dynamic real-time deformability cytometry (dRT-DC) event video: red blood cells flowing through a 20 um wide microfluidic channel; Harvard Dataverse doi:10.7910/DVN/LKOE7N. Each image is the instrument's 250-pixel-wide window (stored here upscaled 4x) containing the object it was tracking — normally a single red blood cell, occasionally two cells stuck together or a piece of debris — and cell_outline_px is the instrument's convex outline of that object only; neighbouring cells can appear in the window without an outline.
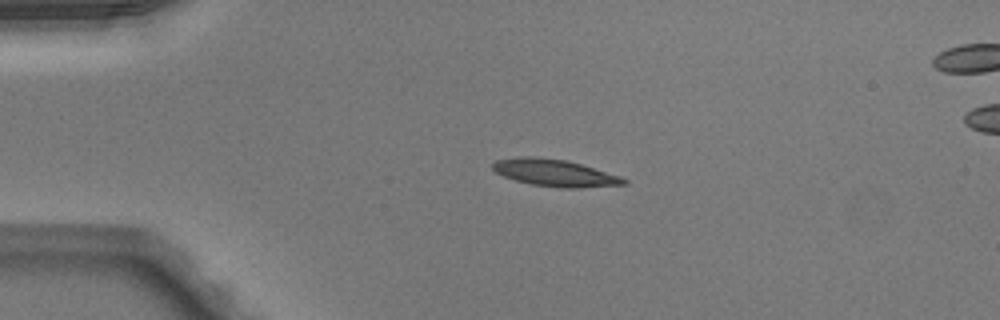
{"species": "Egyptian fruit bat (a non-hibernating species)", "species_latin": "Rousettus aegyptiacus", "temperature_condition": "warm", "stored_images_in_passage": 39, "camera_frame_rate_fps": 3000, "um_per_image_px": 0.085, "animal": {"sex": "male"}, "frame": {"image": 1, "passage_image": 1, "time_ms": 0.0, "image_size_px": [1000, 320], "cell_outline_px": [[628, 184], [580, 188], [564, 188], [532, 184], [516, 180], [504, 176], [496, 172], [492, 168], [492, 164], [496, 160], [520, 156], [532, 156], [568, 160], [620, 176], [628, 180]], "centroid_in_image_um": [47.17, 14.69], "position_along_channel_um": 37.8, "area_um2": 20.58}}
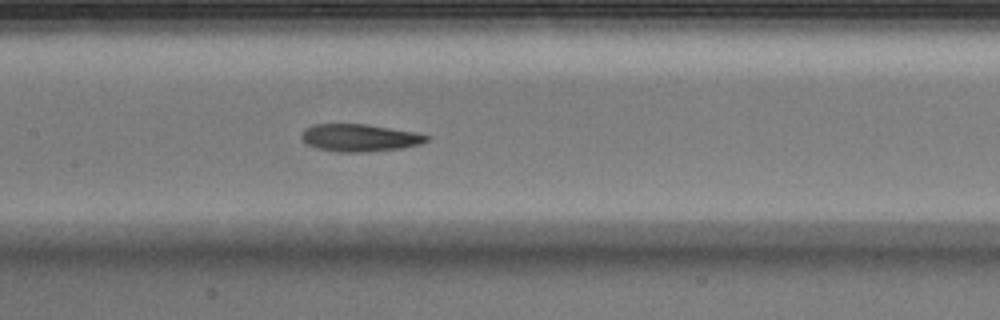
{"frame": {"image": 2, "passage_image": 14, "time_ms": 4.333, "image_size_px": [1000, 320], "cell_outline_px": [[432, 136], [428, 140], [420, 144], [400, 148], [368, 152], [336, 152], [316, 148], [308, 144], [300, 136], [304, 128], [312, 124], [368, 124], [416, 132]], "centroid_in_image_um": [30.57, 11.7], "position_along_channel_um": 176.8, "area_um2": 20.17}}
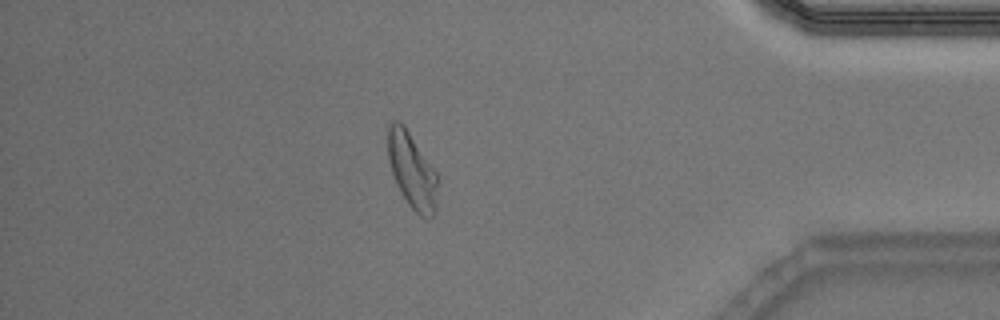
{"frame": {"image": 3, "passage_image": 33, "time_ms": 10.667, "image_size_px": [1000, 320], "cell_outline_px": [[436, 212], [428, 220], [420, 216], [408, 204], [396, 184], [392, 172], [388, 156], [388, 124], [392, 120], [396, 120], [404, 124], [436, 172]], "centroid_in_image_um": [35.01, 14.5], "position_along_channel_um": 400.2, "area_um2": 21.73}, "authors_computed_cell_mechanics": {"area_um2": 20.3456, "velocity_mm_per_s": 4.0597, "shape_relaxation_time_tau1_ms": 11.3991, "shape_relaxation_time_tau2_ms": 2.4541, "deformation_change_tau1": 0.3607, "deformation_change_tau2": 0.087}}